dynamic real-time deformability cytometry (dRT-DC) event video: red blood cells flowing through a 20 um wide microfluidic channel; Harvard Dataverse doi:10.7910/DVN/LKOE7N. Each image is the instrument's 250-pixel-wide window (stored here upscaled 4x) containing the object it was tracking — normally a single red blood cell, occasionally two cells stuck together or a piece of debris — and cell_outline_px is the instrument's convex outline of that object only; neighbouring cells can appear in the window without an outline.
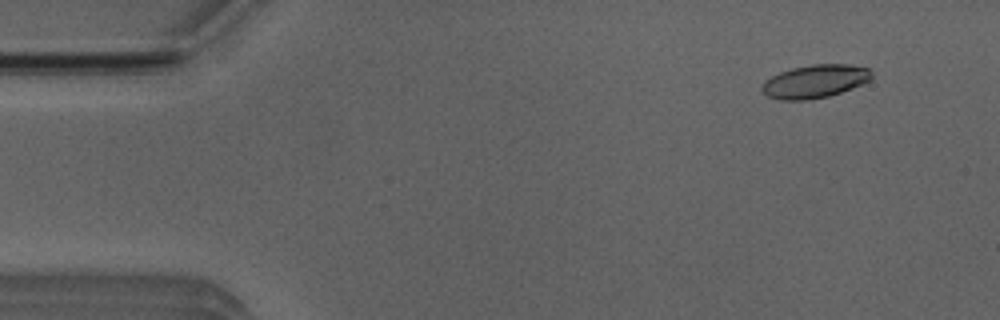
{"species": "Egyptian fruit bat (a non-hibernating species)", "species_latin": "Rousettus aegyptiacus", "temperature_condition": "room temperature", "stored_images_in_passage": 12, "camera_frame_rate_fps": 3000, "um_per_image_px": 0.085, "animal": {"sex": "male"}, "frame": {"image": 1, "passage_image": 1, "time_ms": 0.0, "image_size_px": [1000, 320], "cell_outline_px": [[872, 76], [868, 80], [852, 88], [828, 96], [804, 100], [780, 100], [768, 96], [760, 88], [764, 80], [780, 72], [792, 68], [812, 64], [848, 64], [868, 68], [872, 72]], "centroid_in_image_um": [69.24, 6.91], "position_along_channel_um": 15.8, "area_um2": 21.04}}